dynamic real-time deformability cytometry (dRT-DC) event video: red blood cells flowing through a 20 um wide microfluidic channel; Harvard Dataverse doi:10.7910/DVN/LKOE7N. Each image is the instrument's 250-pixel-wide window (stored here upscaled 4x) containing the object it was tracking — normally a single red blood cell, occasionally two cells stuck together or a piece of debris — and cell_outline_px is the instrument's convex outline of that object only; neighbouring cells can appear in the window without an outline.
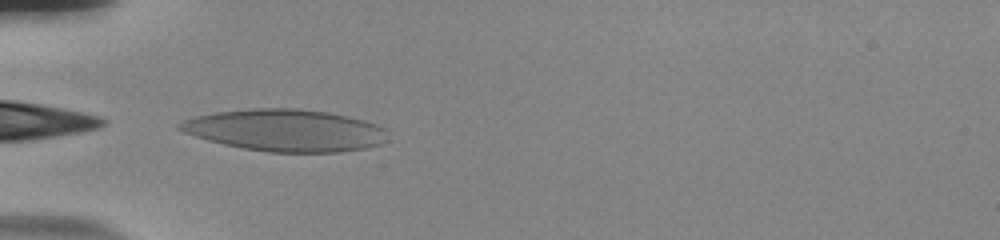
{"species": "human", "species_latin": "Homo sapiens", "temperature_condition": "room temperature", "stored_images_in_passage": 36, "camera_frame_rate_fps": 3000, "um_per_image_px": 0.085, "donor": {"sex": "male"}, "frame": {"image": 1, "passage_image": 1, "time_ms": 0.0, "image_size_px": [1000, 240], "cell_outline_px": [[384, 128], [380, 144], [364, 148], [340, 152], [268, 152], [244, 148], [224, 144], [208, 140], [184, 132], [176, 128], [176, 124], [184, 120], [196, 116], [216, 112], [252, 108], [296, 108], [328, 112], [360, 120]], "centroid_in_image_um": [24.15, 11.07], "position_along_channel_um": 60.9, "area_um2": 50.05}}
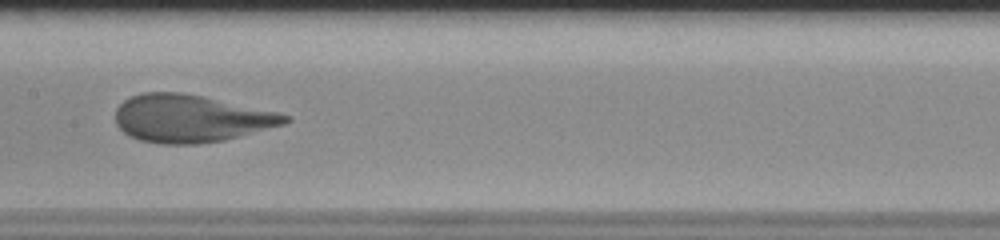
{"frame": {"image": 2, "passage_image": 12, "time_ms": 3.667, "image_size_px": [1000, 240], "cell_outline_px": [[292, 120], [284, 124], [224, 140], [196, 144], [160, 144], [140, 140], [128, 136], [116, 124], [116, 108], [124, 100], [140, 92], [180, 92], [280, 112], [288, 116]], "centroid_in_image_um": [16.19, 10.07], "position_along_channel_um": 191.2, "area_um2": 46.82}}
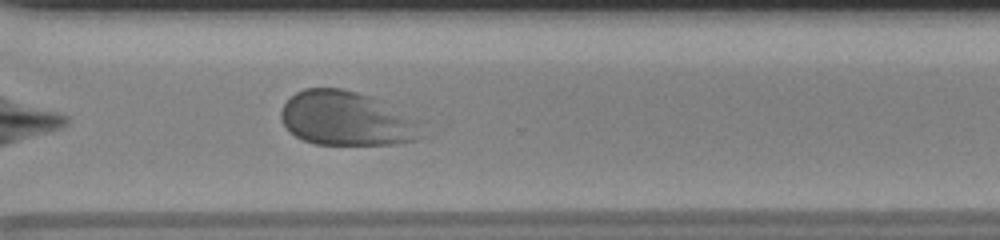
{"frame": {"image": 3, "passage_image": 24, "time_ms": 7.667, "image_size_px": [1000, 240], "cell_outline_px": [[420, 120], [416, 140], [392, 144], [316, 144], [304, 140], [296, 136], [280, 120], [280, 112], [284, 104], [296, 92], [304, 88], [340, 88], [372, 96]], "centroid_in_image_um": [29.42, 10.07], "position_along_channel_um": 341.2, "area_um2": 44.1}, "authors_computed_cell_mechanics": {"area_um2": 46.6446, "velocity_mm_per_s": 3.7503, "shape_relaxation_time_tau1_ms": 6.6995, "shape_relaxation_time_tau2_ms": null, "deformation_change_tau1": 0.2653, "deformation_change_tau2": null}}